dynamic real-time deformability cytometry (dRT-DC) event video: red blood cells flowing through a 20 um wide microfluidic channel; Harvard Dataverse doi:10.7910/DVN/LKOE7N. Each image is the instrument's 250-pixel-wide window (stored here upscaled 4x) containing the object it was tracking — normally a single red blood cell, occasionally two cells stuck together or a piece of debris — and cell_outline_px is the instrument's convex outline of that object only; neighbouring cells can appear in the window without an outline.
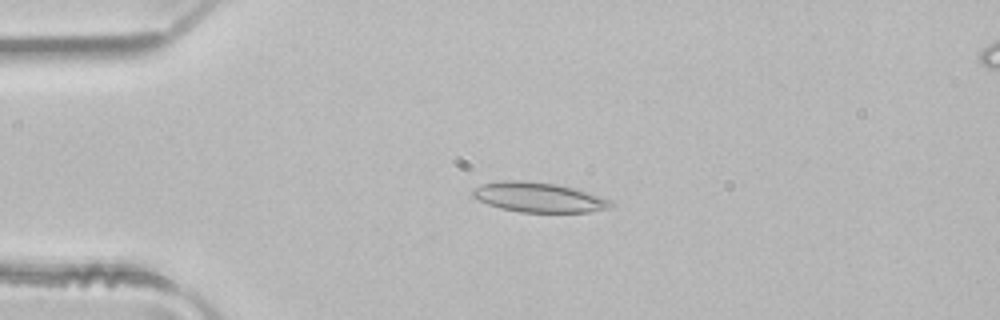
{"species": "common noctule bat (a hibernating species)", "species_latin": "Nyctalus noctula", "temperature_condition": "room temperature", "stored_images_in_passage": 4, "camera_frame_rate_fps": 3000, "um_per_image_px": 0.085, "animal": {"sex": "male", "body_mass_g": 21.5, "forearm_length_mm": 52.0}, "frame": {"image": 1, "passage_image": 1, "time_ms": 0.0, "image_size_px": [1000, 320], "cell_outline_px": [[616, 204], [612, 208], [588, 212], [520, 212], [500, 208], [488, 204], [472, 196], [472, 188], [484, 184], [504, 180], [524, 180], [556, 184], [572, 188], [612, 200]], "centroid_in_image_um": [45.81, 16.78], "position_along_channel_um": 39.2, "area_um2": 23.93}}
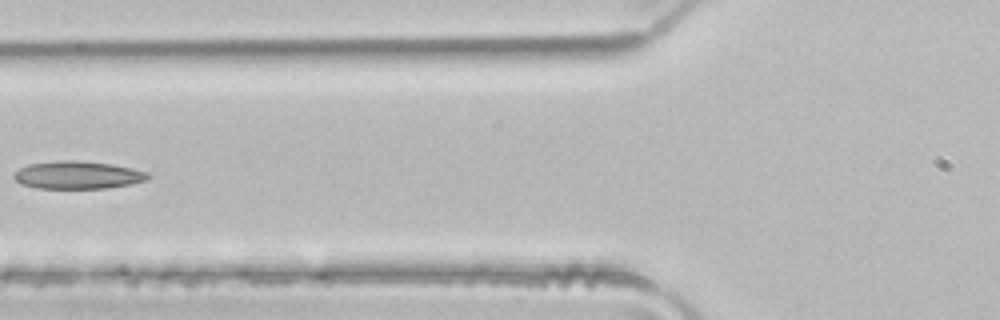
{"frame": {"image": 2, "passage_image": 3, "time_ms": 0.667, "image_size_px": [1000, 320], "cell_outline_px": [[152, 176], [148, 180], [132, 184], [104, 188], [36, 188], [20, 184], [12, 176], [20, 168], [28, 164], [56, 160], [76, 160], [112, 164], [132, 168], [148, 172]], "centroid_in_image_um": [6.62, 14.87], "position_along_channel_um": 119.2, "area_um2": 21.85}}
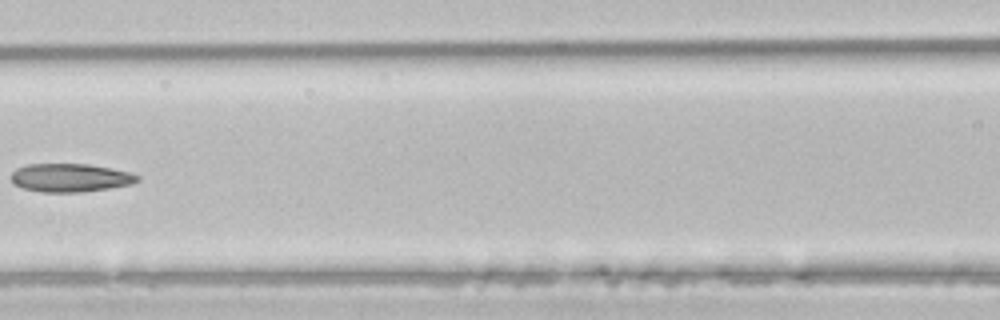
{"frame": {"image": 3, "passage_image": 4, "time_ms": 1.0, "image_size_px": [1000, 320], "cell_outline_px": [[140, 180], [132, 184], [84, 192], [44, 192], [24, 188], [12, 184], [12, 172], [16, 168], [28, 164], [88, 164], [128, 172], [140, 176]], "centroid_in_image_um": [5.96, 15.11], "position_along_channel_um": 160.6, "area_um2": 20.75}}